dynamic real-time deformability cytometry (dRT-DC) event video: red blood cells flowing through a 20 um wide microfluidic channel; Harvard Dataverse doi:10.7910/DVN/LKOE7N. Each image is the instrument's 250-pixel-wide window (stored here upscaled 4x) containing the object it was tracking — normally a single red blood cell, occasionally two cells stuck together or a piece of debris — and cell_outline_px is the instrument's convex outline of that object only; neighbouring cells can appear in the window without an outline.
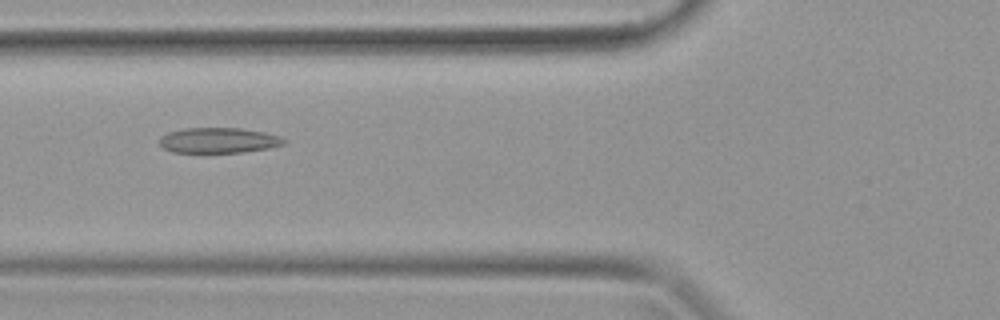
{"species": "common noctule bat (a hibernating species)", "species_latin": "Nyctalus noctula", "temperature_condition": "warm", "stored_images_in_passage": 39, "camera_frame_rate_fps": 3000, "um_per_image_px": 0.085, "animal": {"sex": "female", "body_mass_g": 19.9}, "frame": {"image": 1, "passage_image": 15, "time_ms": 4.667, "image_size_px": [1000, 320], "cell_outline_px": [[288, 140], [284, 144], [268, 148], [244, 152], [172, 152], [164, 148], [160, 144], [160, 136], [168, 132], [184, 128], [240, 128], [264, 132], [280, 136]], "centroid_in_image_um": [18.59, 11.92], "position_along_channel_um": 107.2, "area_um2": 18.38}}
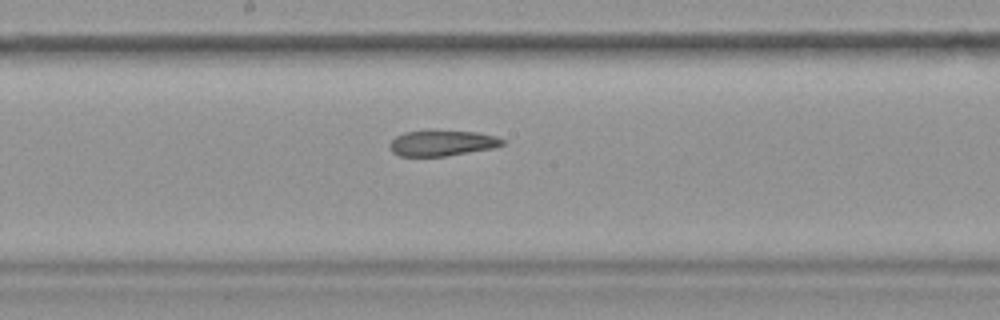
{"frame": {"image": 2, "passage_image": 21, "time_ms": 6.667, "image_size_px": [1000, 320], "cell_outline_px": [[504, 144], [492, 148], [448, 156], [400, 156], [392, 152], [388, 148], [388, 144], [396, 136], [404, 132], [432, 128], [480, 132], [496, 136], [504, 140]], "centroid_in_image_um": [37.54, 12.12], "position_along_channel_um": 210.7, "area_um2": 17.63}}
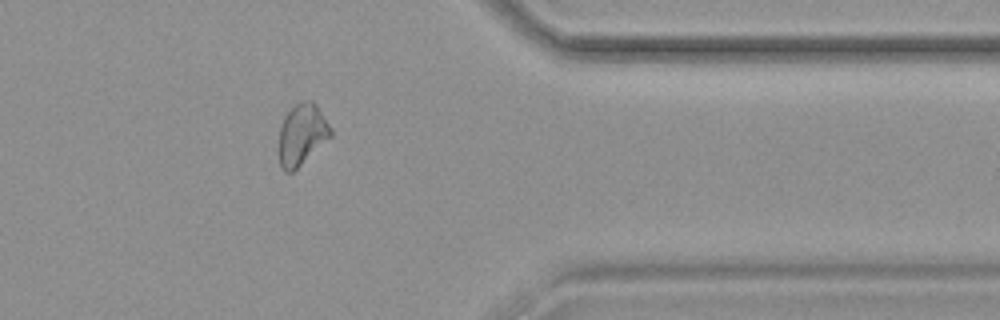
{"frame": {"image": 3, "passage_image": 32, "time_ms": 10.333, "image_size_px": [1000, 320], "cell_outline_px": [[332, 136], [292, 172], [284, 172], [280, 168], [276, 148], [280, 128], [284, 116], [300, 100], [312, 100], [316, 104], [332, 128]], "centroid_in_image_um": [25.62, 11.45], "position_along_channel_um": 385.8, "area_um2": 18.9}}